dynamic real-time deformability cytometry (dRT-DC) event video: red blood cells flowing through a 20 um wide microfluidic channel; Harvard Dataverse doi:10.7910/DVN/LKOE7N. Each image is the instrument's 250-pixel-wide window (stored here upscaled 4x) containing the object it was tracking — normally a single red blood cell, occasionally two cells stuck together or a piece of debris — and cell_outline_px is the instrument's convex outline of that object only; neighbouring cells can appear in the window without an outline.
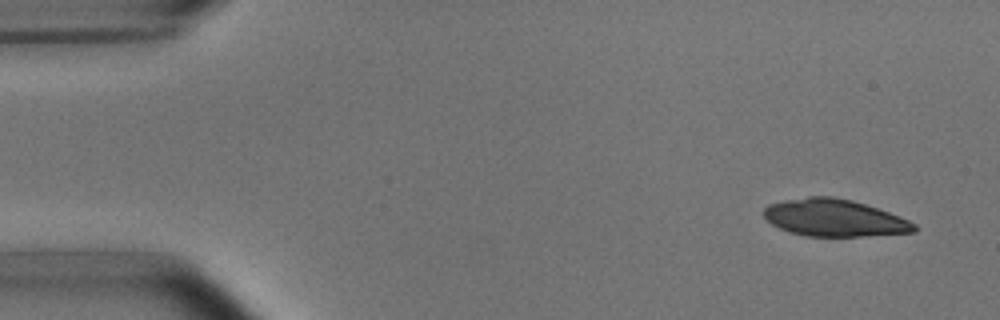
{"species": "common noctule bat (a hibernating species)", "species_latin": "Nyctalus noctula", "temperature_condition": "room temperature", "stored_images_in_passage": 4, "camera_frame_rate_fps": 3000, "um_per_image_px": 0.085, "animal": {"sex": "male", "body_mass_g": 15.6}, "frame": {"image": 1, "passage_image": 1, "time_ms": 0.0, "image_size_px": [1000, 320], "cell_outline_px": [[920, 228], [916, 232], [860, 236], [804, 236], [788, 232], [772, 224], [764, 216], [764, 208], [768, 204], [784, 200], [808, 196], [832, 196], [852, 200], [900, 216], [916, 224]], "centroid_in_image_um": [70.92, 18.52], "position_along_channel_um": 14.1, "area_um2": 32.6}}